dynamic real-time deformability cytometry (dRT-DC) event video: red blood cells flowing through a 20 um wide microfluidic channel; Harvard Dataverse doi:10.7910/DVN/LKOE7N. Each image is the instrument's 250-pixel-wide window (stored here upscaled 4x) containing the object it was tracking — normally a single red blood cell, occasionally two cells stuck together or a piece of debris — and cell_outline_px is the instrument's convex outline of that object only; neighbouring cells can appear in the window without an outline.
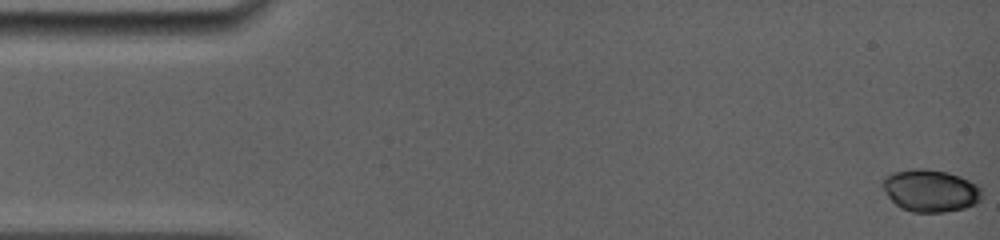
{"species": "common noctule bat (a hibernating species)", "species_latin": "Nyctalus noctula", "temperature_condition": "room temperature", "stored_images_in_passage": 7, "camera_frame_rate_fps": 5000, "um_per_image_px": 0.085, "animal": {"sex": "female", "body_mass_g": 19.0, "forearm_length_mm": 56.7}, "frame": {"image": 1, "passage_image": 1, "time_ms": 0.0, "image_size_px": [1000, 240], "cell_outline_px": [[980, 200], [976, 204], [964, 208], [944, 212], [912, 212], [900, 208], [888, 196], [880, 184], [880, 180], [892, 172], [916, 168], [924, 168], [948, 172], [960, 176], [980, 184]], "centroid_in_image_um": [79.07, 16.19], "position_along_channel_um": 5.9, "area_um2": 24.74}}